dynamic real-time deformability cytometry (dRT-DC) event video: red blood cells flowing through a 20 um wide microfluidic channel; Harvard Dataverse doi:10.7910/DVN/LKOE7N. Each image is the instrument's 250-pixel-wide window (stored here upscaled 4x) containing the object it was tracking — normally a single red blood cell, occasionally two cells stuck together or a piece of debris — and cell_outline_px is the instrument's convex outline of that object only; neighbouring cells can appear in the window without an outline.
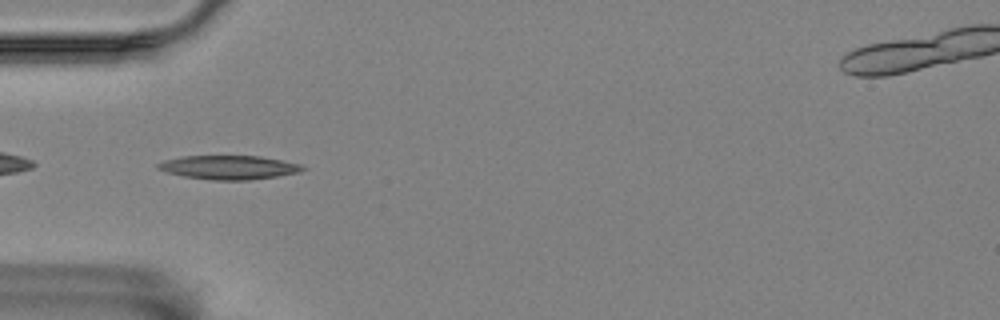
{"species": "Egyptian fruit bat (a non-hibernating species)", "species_latin": "Rousettus aegyptiacus", "temperature_condition": "room temperature", "stored_images_in_passage": 35, "camera_frame_rate_fps": 3000, "um_per_image_px": 0.085, "animal": {"sex": "female"}, "frame": {"image": 1, "passage_image": 2, "time_ms": 0.333, "image_size_px": [1000, 320], "cell_outline_px": [[308, 168], [300, 172], [276, 176], [248, 180], [212, 180], [184, 176], [168, 172], [156, 168], [156, 164], [164, 160], [184, 156], [260, 156], [300, 164]], "centroid_in_image_um": [19.46, 14.22], "position_along_channel_um": 65.5, "area_um2": 20.0}}
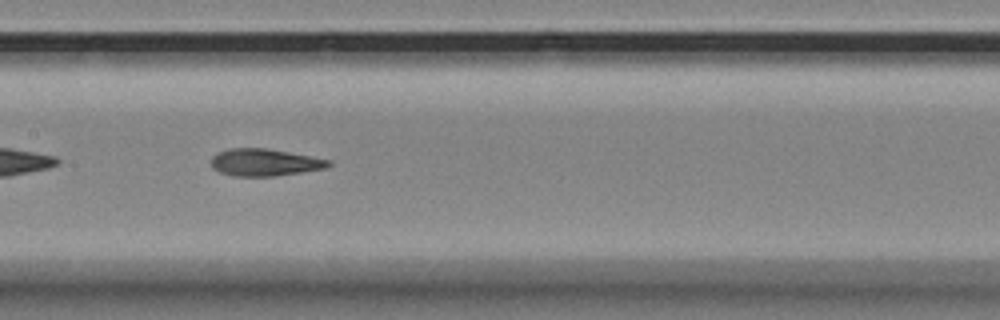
{"frame": {"image": 2, "passage_image": 12, "time_ms": 3.667, "image_size_px": [1000, 320], "cell_outline_px": [[332, 164], [324, 168], [300, 172], [272, 176], [232, 176], [220, 172], [212, 168], [212, 156], [216, 152], [228, 148], [268, 148], [332, 160]], "centroid_in_image_um": [22.47, 13.79], "position_along_channel_um": 184.9, "area_um2": 18.61}}
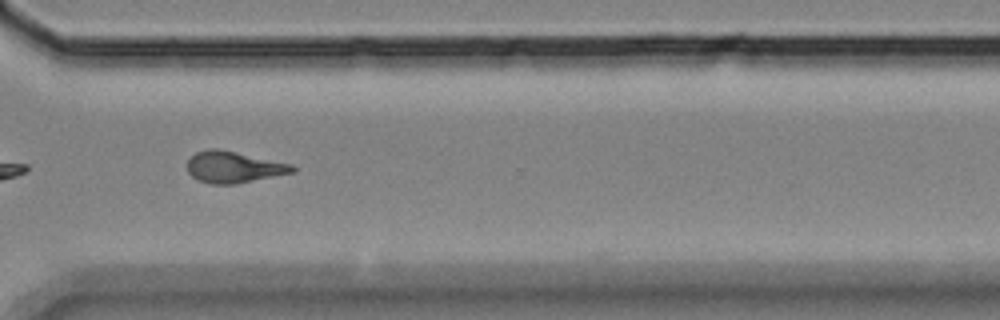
{"frame": {"image": 3, "passage_image": 26, "time_ms": 8.333, "image_size_px": [1000, 320], "cell_outline_px": [[296, 172], [236, 184], [212, 184], [200, 180], [192, 176], [188, 172], [188, 160], [196, 152], [208, 148], [216, 148], [236, 152], [292, 164], [296, 168]], "centroid_in_image_um": [19.88, 14.2], "position_along_channel_um": 350.7, "area_um2": 19.19}, "authors_computed_cell_mechanics": {"area_um2": 18.7272, "velocity_mm_per_s": 3.5606, "shape_relaxation_time_tau1_ms": 8.3263, "shape_relaxation_time_tau2_ms": 2.5434, "deformation_change_tau1": 0.247, "deformation_change_tau2": 0.1107}}